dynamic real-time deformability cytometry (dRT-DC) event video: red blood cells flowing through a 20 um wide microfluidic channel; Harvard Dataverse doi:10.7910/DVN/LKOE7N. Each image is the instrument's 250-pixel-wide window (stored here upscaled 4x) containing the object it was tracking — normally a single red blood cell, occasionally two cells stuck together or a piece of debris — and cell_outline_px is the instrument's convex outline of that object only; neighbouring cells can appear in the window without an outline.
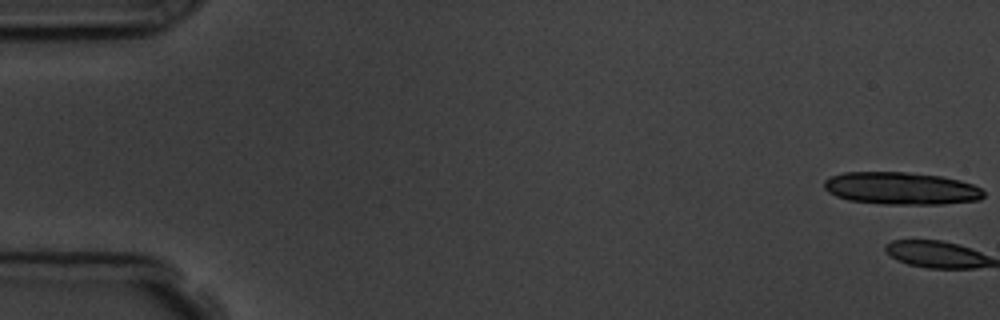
{"species": "common noctule bat (a hibernating species)", "species_latin": "Nyctalus noctula", "temperature_condition": "room temperature", "stored_images_in_passage": 2, "camera_frame_rate_fps": 3000, "um_per_image_px": 0.085, "animal": {"sex": "male", "body_mass_g": 19.5, "forearm_length_mm": 54.6}, "frame": {"image": 1, "passage_image": 1, "time_ms": 0.0, "image_size_px": [1000, 320], "cell_outline_px": [[984, 196], [980, 200], [944, 204], [884, 204], [848, 200], [836, 196], [828, 192], [824, 188], [824, 180], [832, 176], [844, 172], [904, 172], [940, 176], [960, 180], [972, 184], [980, 188], [984, 192]], "centroid_in_image_um": [76.6, 16.01], "position_along_channel_um": 8.4, "area_um2": 30.17}}